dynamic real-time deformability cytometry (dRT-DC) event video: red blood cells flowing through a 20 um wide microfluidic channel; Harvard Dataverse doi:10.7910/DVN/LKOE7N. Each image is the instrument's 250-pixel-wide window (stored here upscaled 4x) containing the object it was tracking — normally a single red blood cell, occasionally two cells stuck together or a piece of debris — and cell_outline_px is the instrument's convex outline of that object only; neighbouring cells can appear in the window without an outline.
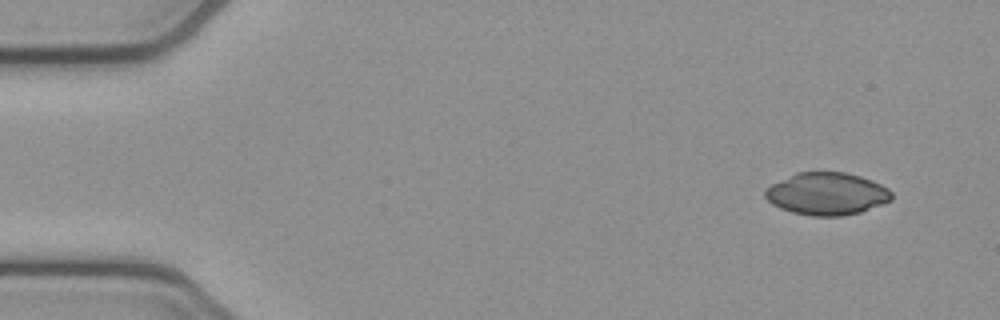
{"species": "common noctule bat (a hibernating species)", "species_latin": "Nyctalus noctula", "temperature_condition": "cold", "stored_images_in_passage": 50, "camera_frame_rate_fps": 3000, "um_per_image_px": 0.085, "animal": {"sex": "female", "body_mass_g": 21.9}, "frame": {"image": 1, "passage_image": 1, "time_ms": 0.0, "image_size_px": [1000, 320], "cell_outline_px": [[892, 200], [860, 212], [840, 216], [812, 216], [792, 212], [780, 208], [772, 204], [764, 196], [764, 188], [796, 172], [844, 172], [860, 176], [872, 180], [888, 188], [892, 192]], "centroid_in_image_um": [70.26, 16.47], "position_along_channel_um": 14.7, "area_um2": 31.27}}
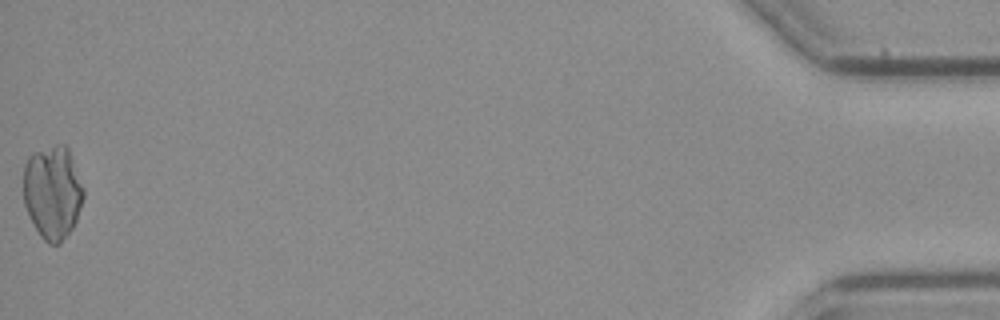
{"frame": {"image": 2, "passage_image": 50, "time_ms": 16.333, "image_size_px": [1000, 320], "cell_outline_px": [[84, 196], [76, 220], [72, 228], [60, 244], [48, 244], [40, 236], [24, 204], [24, 164], [28, 156], [32, 152], [56, 144], [64, 144], [68, 148], [84, 188]], "centroid_in_image_um": [4.47, 16.32], "position_along_channel_um": 430.7, "area_um2": 32.71}}